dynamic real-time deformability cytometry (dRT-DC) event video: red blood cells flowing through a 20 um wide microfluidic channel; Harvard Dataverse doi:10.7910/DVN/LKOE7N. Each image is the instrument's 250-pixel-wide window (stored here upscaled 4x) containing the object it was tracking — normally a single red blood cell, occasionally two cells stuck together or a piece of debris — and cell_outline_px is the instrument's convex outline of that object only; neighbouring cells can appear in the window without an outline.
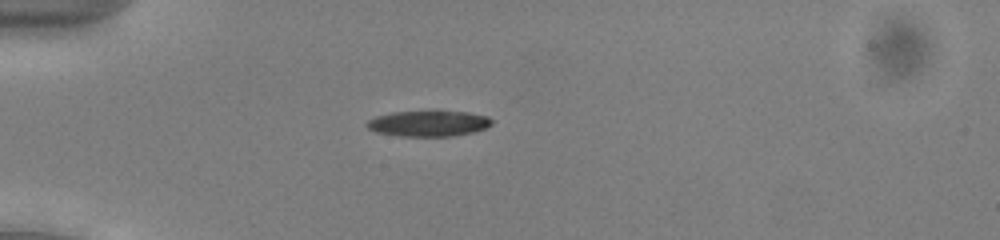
{"species": "common noctule bat (a hibernating species)", "species_latin": "Nyctalus noctula", "temperature_condition": "cold", "stored_images_in_passage": 54, "camera_frame_rate_fps": 3000, "um_per_image_px": 0.085, "animal": {"sex": "male", "body_mass_g": 13.0, "forearm_length_mm": 53.1}, "frame": {"image": 1, "passage_image": 16, "time_ms": 5.0, "image_size_px": [1000, 240], "cell_outline_px": [[492, 124], [484, 128], [472, 132], [452, 136], [400, 136], [376, 132], [368, 128], [364, 124], [368, 120], [376, 116], [392, 112], [468, 112], [488, 116], [492, 120]], "centroid_in_image_um": [36.39, 10.5], "position_along_channel_um": 48.6, "area_um2": 18.5}}
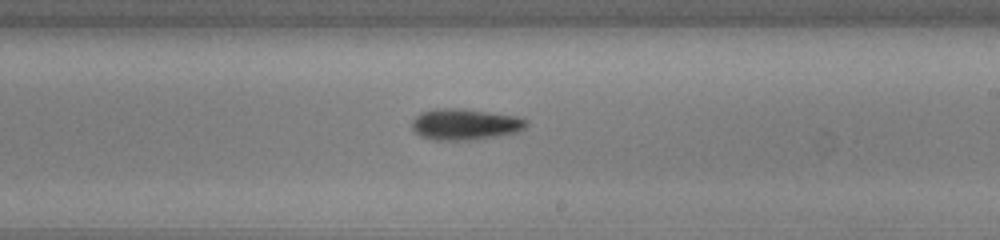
{"frame": {"image": 2, "passage_image": 33, "time_ms": 10.667, "image_size_px": [1000, 240], "cell_outline_px": [[528, 124], [524, 128], [516, 132], [476, 140], [432, 140], [420, 136], [412, 128], [412, 120], [420, 112], [436, 108], [464, 108], [516, 116], [528, 120]], "centroid_in_image_um": [39.51, 10.56], "position_along_channel_um": 249.5, "area_um2": 20.98}}
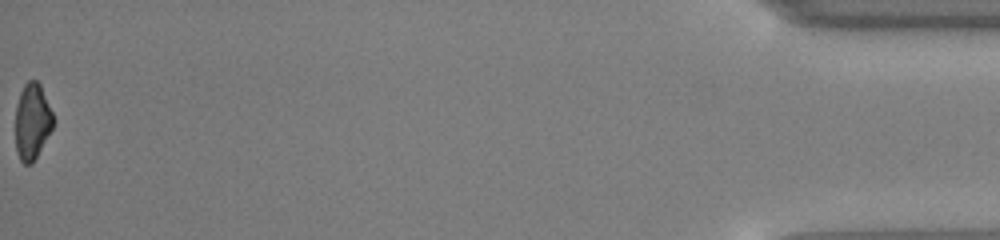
{"frame": {"image": 3, "passage_image": 54, "time_ms": 17.667, "image_size_px": [1000, 240], "cell_outline_px": [[56, 120], [52, 128], [32, 164], [24, 164], [20, 160], [16, 152], [16, 104], [20, 92], [24, 84], [28, 80], [36, 80], [40, 84]], "centroid_in_image_um": [2.74, 10.31], "position_along_channel_um": 432.5, "area_um2": 16.82}, "authors_computed_cell_mechanics": {"area_um2": 18.8139, "velocity_mm_per_s": 3.9423, "shape_relaxation_time_tau1_ms": 4.6504, "shape_relaxation_time_tau2_ms": null, "deformation_change_tau1": 0.1493, "deformation_change_tau2": null}}